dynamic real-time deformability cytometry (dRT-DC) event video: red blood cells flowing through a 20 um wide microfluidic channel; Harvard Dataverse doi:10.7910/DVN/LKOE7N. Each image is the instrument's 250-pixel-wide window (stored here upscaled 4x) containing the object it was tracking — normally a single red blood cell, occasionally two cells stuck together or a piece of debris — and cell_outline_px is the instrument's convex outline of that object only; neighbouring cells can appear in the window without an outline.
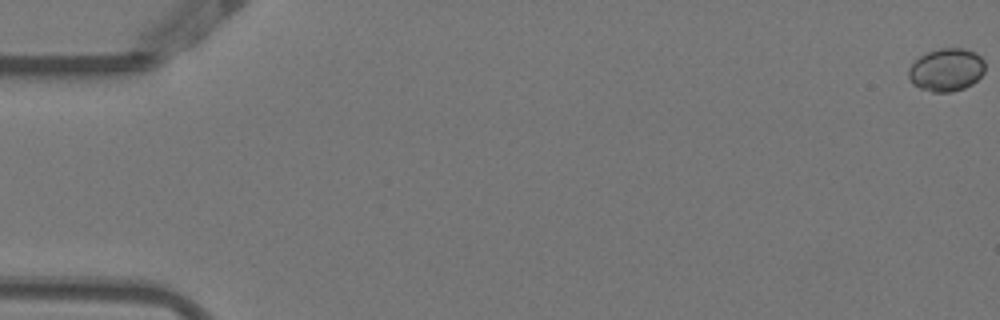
{"species": "Egyptian fruit bat (a non-hibernating species)", "species_latin": "Rousettus aegyptiacus", "temperature_condition": "warm", "stored_images_in_passage": 52, "camera_frame_rate_fps": 3000, "um_per_image_px": 0.085, "animal": {"sex": "female"}, "frame": {"image": 1, "passage_image": 1, "time_ms": 0.0, "image_size_px": [1000, 320], "cell_outline_px": [[984, 72], [972, 84], [964, 88], [952, 92], [932, 92], [920, 88], [912, 84], [908, 76], [908, 68], [920, 56], [928, 52], [940, 48], [964, 48], [976, 52], [984, 60]], "centroid_in_image_um": [80.44, 5.93], "position_along_channel_um": 4.6, "area_um2": 19.19}}
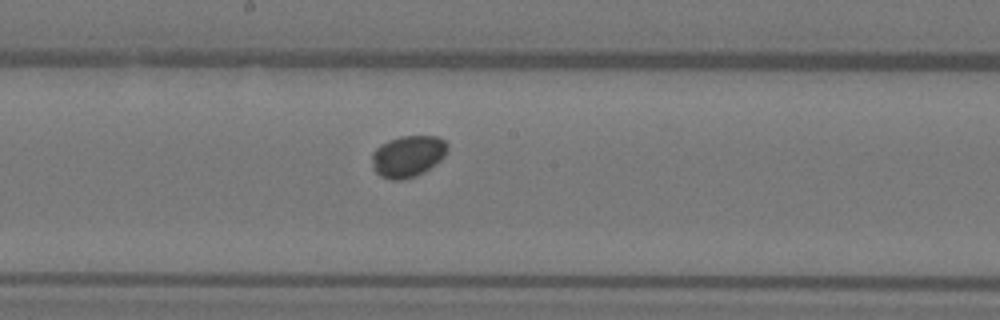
{"frame": {"image": 2, "passage_image": 30, "time_ms": 9.667, "image_size_px": [1000, 320], "cell_outline_px": [[448, 148], [444, 156], [440, 160], [424, 172], [416, 176], [400, 180], [392, 180], [380, 176], [372, 168], [372, 152], [380, 144], [388, 140], [400, 136], [436, 136], [444, 140], [448, 144]], "centroid_in_image_um": [34.65, 13.28], "position_along_channel_um": 213.6, "area_um2": 18.38}}
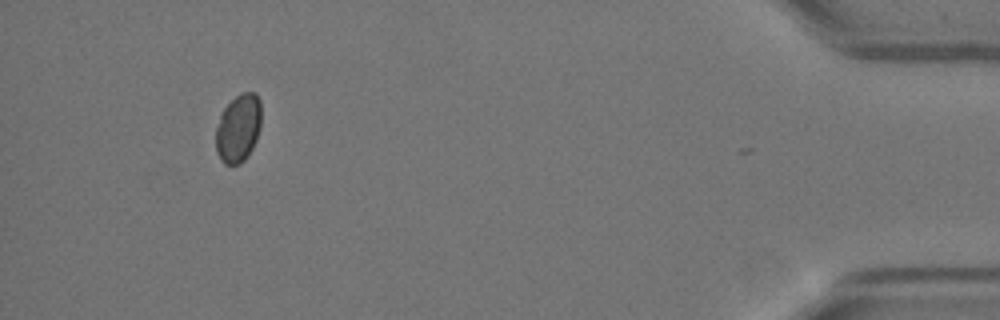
{"frame": {"image": 3, "passage_image": 51, "time_ms": 16.667, "image_size_px": [1000, 320], "cell_outline_px": [[260, 128], [256, 140], [248, 156], [240, 164], [224, 164], [220, 160], [216, 152], [216, 128], [220, 116], [224, 108], [240, 92], [256, 92], [260, 100]], "centroid_in_image_um": [20.26, 10.9], "position_along_channel_um": 414.9, "area_um2": 18.09}, "authors_computed_cell_mechanics": {"area_um2": 18.0336, "velocity_mm_per_s": 3.8294, "shape_relaxation_time_tau1_ms": null, "shape_relaxation_time_tau2_ms": 9.3765, "deformation_change_tau1": null, "deformation_change_tau2": 0.0404}}